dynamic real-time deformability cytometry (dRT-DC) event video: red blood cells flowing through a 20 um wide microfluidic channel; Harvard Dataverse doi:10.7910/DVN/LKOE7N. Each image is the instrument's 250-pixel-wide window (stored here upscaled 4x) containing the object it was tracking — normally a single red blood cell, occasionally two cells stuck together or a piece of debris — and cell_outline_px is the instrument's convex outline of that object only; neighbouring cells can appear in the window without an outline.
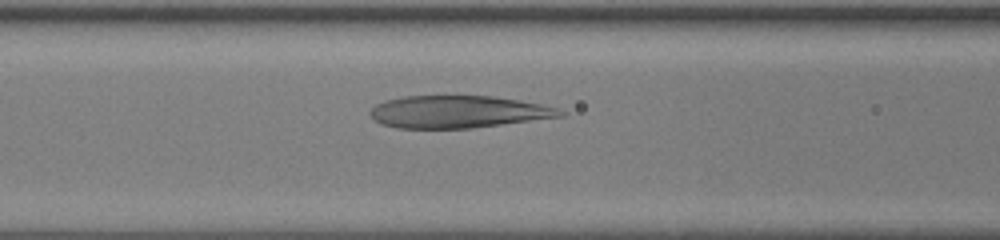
{"species": "human", "species_latin": "Homo sapiens", "temperature_condition": "room temperature", "stored_images_in_passage": 45, "camera_frame_rate_fps": 3000, "um_per_image_px": 0.085, "donor": {"sex": "female"}, "frame": {"image": 1, "passage_image": 19, "time_ms": 6.0, "image_size_px": [1000, 240], "cell_outline_px": [[568, 112], [564, 116], [472, 128], [396, 128], [380, 124], [368, 112], [376, 104], [384, 100], [404, 96], [492, 96], [520, 100], [540, 104], [556, 108]], "centroid_in_image_um": [38.93, 9.5], "position_along_channel_um": 127.7, "area_um2": 35.78}}
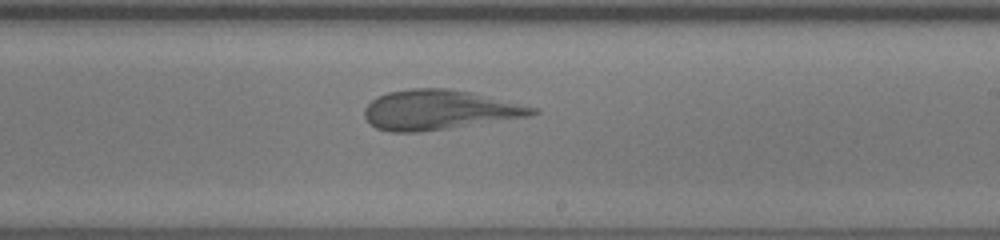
{"frame": {"image": 2, "passage_image": 28, "time_ms": 9.0, "image_size_px": [1000, 240], "cell_outline_px": [[540, 112], [528, 116], [448, 128], [420, 132], [388, 132], [376, 128], [368, 124], [364, 116], [364, 108], [372, 100], [388, 92], [412, 88], [448, 88], [468, 92], [540, 108]], "centroid_in_image_um": [37.28, 9.34], "position_along_channel_um": 251.7, "area_um2": 38.61}}
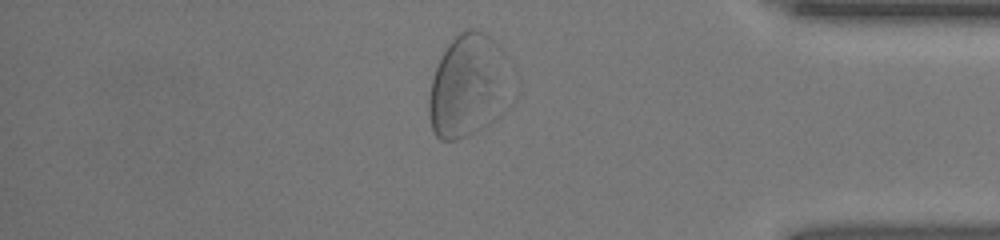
{"frame": {"image": 3, "passage_image": 40, "time_ms": 13.0, "image_size_px": [1000, 240], "cell_outline_px": [[508, 56], [500, 116], [484, 128], [456, 140], [440, 140], [436, 136], [432, 128], [428, 116], [428, 96], [432, 80], [436, 68], [448, 44], [460, 32], [468, 28], [476, 28], [484, 32], [500, 44]], "centroid_in_image_um": [39.72, 7.28], "position_along_channel_um": 395.5, "area_um2": 48.49}}